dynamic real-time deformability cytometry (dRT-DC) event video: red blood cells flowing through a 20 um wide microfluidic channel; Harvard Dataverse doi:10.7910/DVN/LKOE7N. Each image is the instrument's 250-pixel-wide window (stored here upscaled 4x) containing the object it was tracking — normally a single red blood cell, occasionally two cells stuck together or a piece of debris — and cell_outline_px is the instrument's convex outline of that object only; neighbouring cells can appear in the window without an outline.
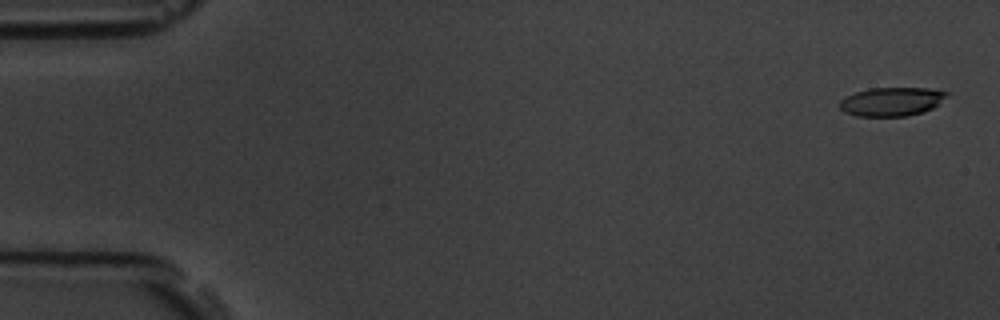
{"species": "common noctule bat (a hibernating species)", "species_latin": "Nyctalus noctula", "temperature_condition": "room temperature", "stored_images_in_passage": 5, "camera_frame_rate_fps": 3000, "um_per_image_px": 0.085, "animal": {"sex": "male", "body_mass_g": 19.5, "forearm_length_mm": 54.6}, "frame": {"image": 1, "passage_image": 1, "time_ms": 0.0, "image_size_px": [1000, 320], "cell_outline_px": [[948, 92], [932, 108], [924, 112], [908, 116], [856, 116], [844, 112], [840, 108], [840, 100], [856, 92], [868, 88], [928, 88]], "centroid_in_image_um": [75.74, 8.64], "position_along_channel_um": 9.3, "area_um2": 17.69}}
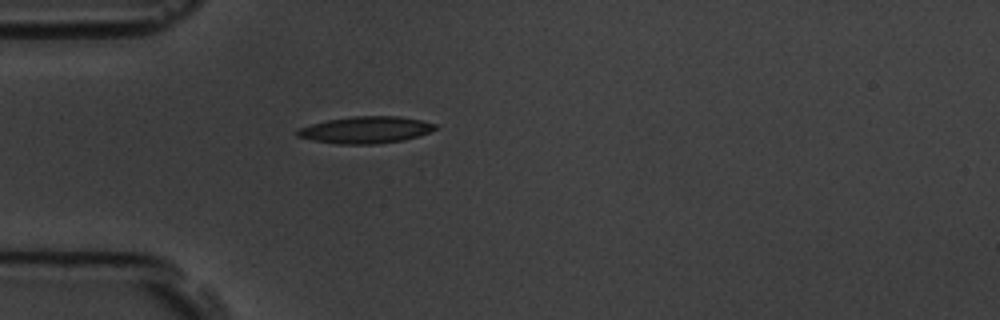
{"frame": {"image": 2, "passage_image": 5, "time_ms": 4.667, "image_size_px": [1000, 320], "cell_outline_px": [[436, 128], [420, 136], [404, 140], [376, 144], [336, 144], [312, 140], [296, 136], [296, 128], [328, 120], [352, 116], [400, 116], [420, 120], [436, 124]], "centroid_in_image_um": [31.06, 11.04], "position_along_channel_um": 53.9, "area_um2": 21.62}}